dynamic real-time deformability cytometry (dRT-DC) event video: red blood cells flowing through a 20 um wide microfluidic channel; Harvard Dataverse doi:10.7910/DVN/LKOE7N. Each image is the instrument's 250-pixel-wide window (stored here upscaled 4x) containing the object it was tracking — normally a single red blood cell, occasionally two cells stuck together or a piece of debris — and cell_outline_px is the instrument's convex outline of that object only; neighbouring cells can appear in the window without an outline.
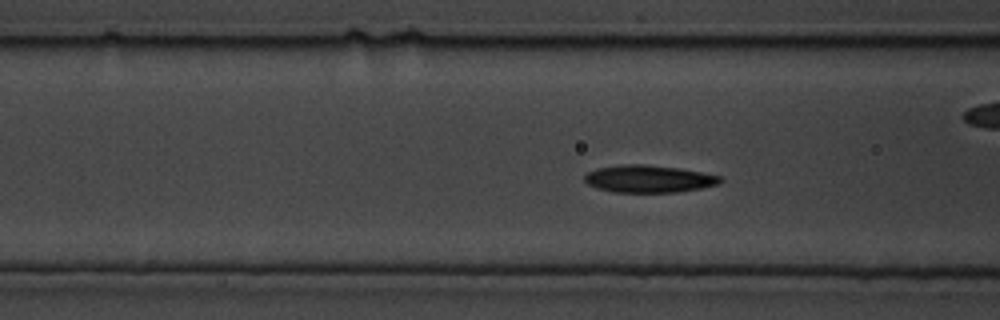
{"species": "common noctule bat (a hibernating species)", "species_latin": "Nyctalus noctula", "temperature_condition": "cold", "stored_images_in_passage": 67, "camera_frame_rate_fps": 3000, "um_per_image_px": 0.085, "animal": {"sex": "male", "body_mass_g": 19.5, "forearm_length_mm": 54.6}, "frame": {"image": 1, "passage_image": 11, "time_ms": 3.333, "image_size_px": [1000, 320], "cell_outline_px": [[724, 180], [720, 184], [700, 188], [676, 192], [616, 192], [596, 188], [588, 184], [584, 180], [584, 176], [588, 172], [596, 168], [624, 164], [644, 164], [680, 168], [704, 172], [720, 176]], "centroid_in_image_um": [55.17, 15.19], "position_along_channel_um": 111.4, "area_um2": 21.73}}
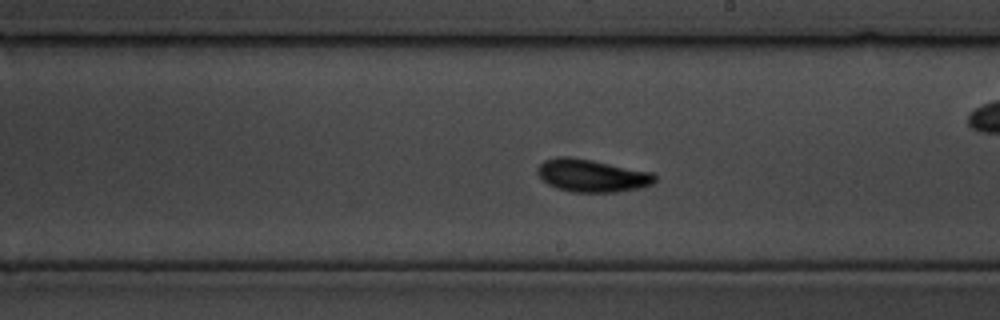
{"frame": {"image": 2, "passage_image": 28, "time_ms": 9.0, "image_size_px": [1000, 320], "cell_outline_px": [[656, 180], [652, 184], [640, 188], [616, 192], [572, 192], [556, 188], [548, 184], [536, 172], [536, 168], [544, 160], [556, 156], [572, 156], [652, 172], [656, 176]], "centroid_in_image_um": [50.29, 14.92], "position_along_channel_um": 238.7, "area_um2": 22.48}}
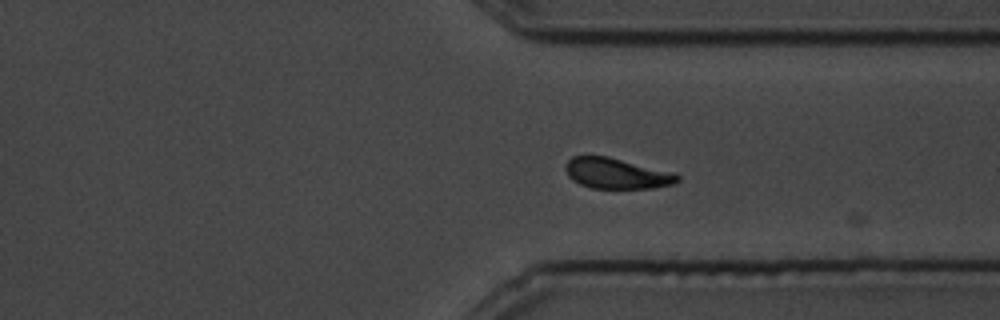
{"frame": {"image": 3, "passage_image": 44, "time_ms": 14.333, "image_size_px": [1000, 320], "cell_outline_px": [[680, 180], [672, 184], [652, 188], [592, 188], [580, 184], [572, 180], [568, 176], [564, 168], [564, 164], [572, 156], [608, 156], [676, 172], [680, 176]], "centroid_in_image_um": [52.42, 14.73], "position_along_channel_um": 359.0, "area_um2": 20.23}}